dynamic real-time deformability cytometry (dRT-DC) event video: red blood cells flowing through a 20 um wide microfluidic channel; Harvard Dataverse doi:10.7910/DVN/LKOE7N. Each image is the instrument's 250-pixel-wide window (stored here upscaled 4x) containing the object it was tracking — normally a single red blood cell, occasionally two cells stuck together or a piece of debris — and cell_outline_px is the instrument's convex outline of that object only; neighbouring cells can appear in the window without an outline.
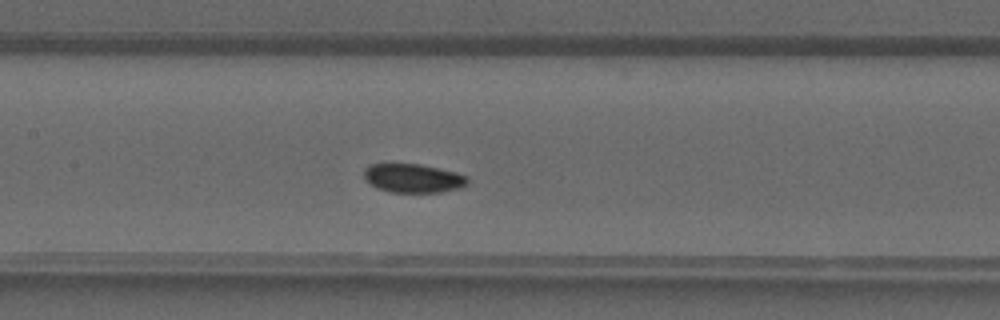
{"species": "common noctule bat (a hibernating species)", "species_latin": "Nyctalus noctula", "temperature_condition": "warm", "stored_images_in_passage": 36, "camera_frame_rate_fps": 3000, "um_per_image_px": 0.085, "animal": {"sex": "male", "forearm_length_mm": 52.5}, "frame": {"image": 1, "passage_image": 15, "time_ms": 4.667, "image_size_px": [1000, 320], "cell_outline_px": [[468, 184], [464, 188], [440, 192], [388, 192], [376, 188], [364, 180], [364, 168], [372, 164], [420, 164], [456, 172], [468, 176]], "centroid_in_image_um": [35.13, 15.16], "position_along_channel_um": 172.3, "area_um2": 17.63}}
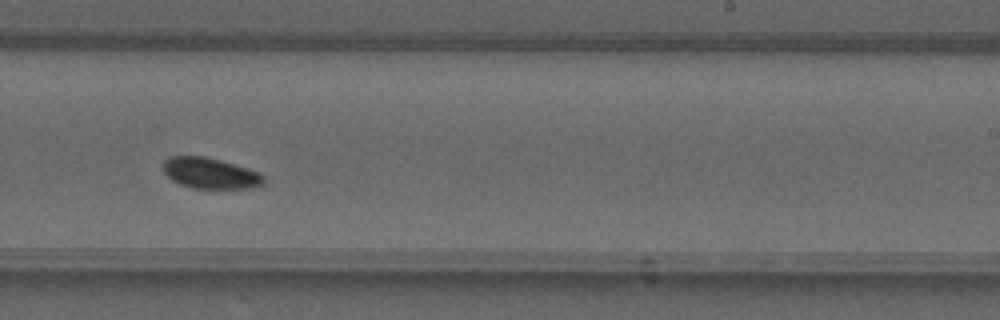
{"frame": {"image": 2, "passage_image": 21, "time_ms": 6.667, "image_size_px": [1000, 320], "cell_outline_px": [[264, 184], [252, 188], [192, 188], [180, 184], [172, 180], [164, 172], [164, 160], [168, 156], [204, 156], [220, 160], [260, 172], [264, 176]], "centroid_in_image_um": [17.88, 14.72], "position_along_channel_um": 271.1, "area_um2": 18.03}}
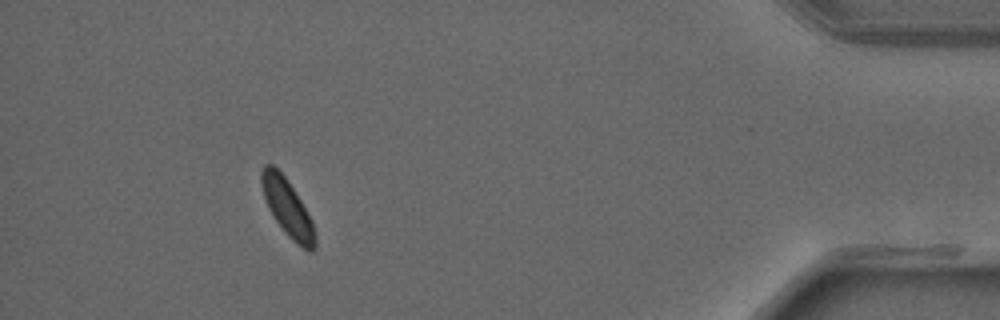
{"frame": {"image": 3, "passage_image": 33, "time_ms": 10.667, "image_size_px": [1000, 320], "cell_outline_px": [[316, 248], [312, 252], [308, 252], [296, 244], [284, 232], [268, 208], [264, 200], [260, 184], [260, 172], [264, 164], [272, 164], [284, 176], [300, 200], [312, 220], [316, 232]], "centroid_in_image_um": [24.43, 17.7], "position_along_channel_um": 410.8, "area_um2": 17.98}}